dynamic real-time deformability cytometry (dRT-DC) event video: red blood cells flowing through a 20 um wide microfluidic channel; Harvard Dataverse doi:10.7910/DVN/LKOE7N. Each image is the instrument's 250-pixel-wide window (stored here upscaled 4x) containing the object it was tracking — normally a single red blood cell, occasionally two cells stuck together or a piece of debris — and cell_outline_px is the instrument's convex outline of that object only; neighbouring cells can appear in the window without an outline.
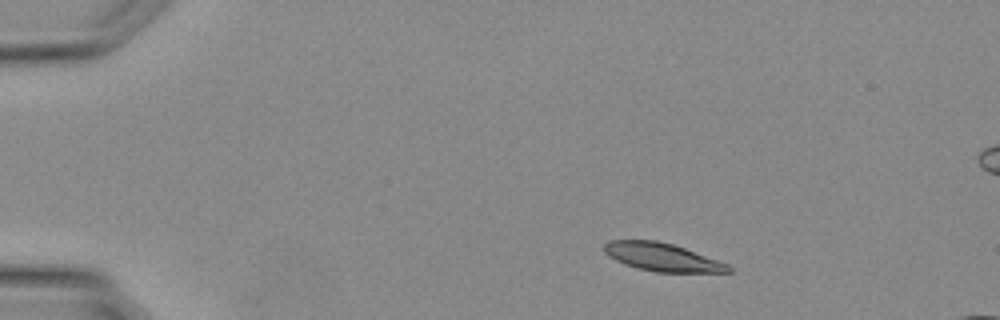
{"species": "Egyptian fruit bat (a non-hibernating species)", "species_latin": "Rousettus aegyptiacus", "temperature_condition": "warm", "stored_images_in_passage": 12, "camera_frame_rate_fps": 3000, "um_per_image_px": 0.085, "animal": {"sex": "female"}, "frame": {"image": 1, "passage_image": 4, "time_ms": 1.0, "image_size_px": [1000, 320], "cell_outline_px": [[732, 272], [656, 272], [624, 264], [608, 256], [604, 252], [604, 244], [608, 240], [656, 240], [672, 244], [684, 248], [728, 264], [732, 268]], "centroid_in_image_um": [56.26, 21.85], "position_along_channel_um": 28.7, "area_um2": 20.11}}